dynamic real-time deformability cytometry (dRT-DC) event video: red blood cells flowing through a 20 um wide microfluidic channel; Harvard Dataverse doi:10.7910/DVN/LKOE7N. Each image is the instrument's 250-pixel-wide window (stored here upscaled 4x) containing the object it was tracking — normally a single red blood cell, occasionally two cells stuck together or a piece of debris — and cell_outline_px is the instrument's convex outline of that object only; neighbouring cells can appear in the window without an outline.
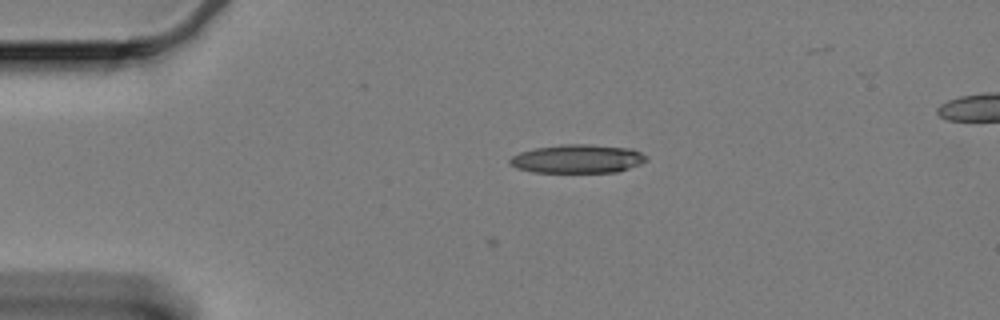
{"species": "Egyptian fruit bat (a non-hibernating species)", "species_latin": "Rousettus aegyptiacus", "temperature_condition": "cold", "stored_images_in_passage": 4, "camera_frame_rate_fps": 3000, "um_per_image_px": 0.085, "animal": {"sex": "female"}, "frame": {"image": 1, "passage_image": 4, "time_ms": 1.0, "image_size_px": [1000, 320], "cell_outline_px": [[648, 160], [640, 164], [616, 172], [532, 172], [516, 168], [508, 164], [508, 160], [512, 156], [520, 152], [536, 148], [560, 144], [588, 144], [632, 148], [648, 156]], "centroid_in_image_um": [49.08, 13.49], "position_along_channel_um": 35.9, "area_um2": 22.89}}